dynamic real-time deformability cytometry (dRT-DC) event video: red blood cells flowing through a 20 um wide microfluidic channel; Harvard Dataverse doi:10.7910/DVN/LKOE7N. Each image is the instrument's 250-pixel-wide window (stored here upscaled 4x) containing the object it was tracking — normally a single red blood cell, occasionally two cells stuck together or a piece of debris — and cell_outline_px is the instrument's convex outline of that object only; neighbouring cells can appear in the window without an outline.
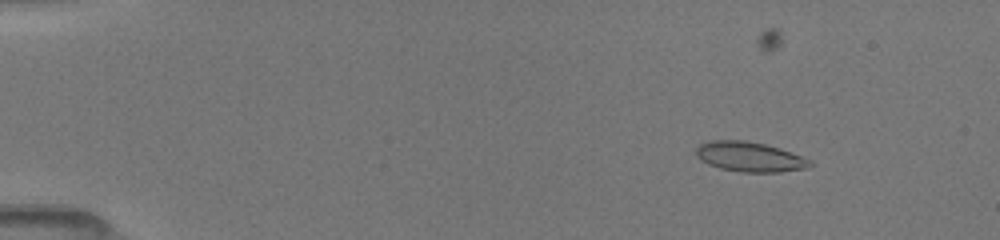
{"species": "common noctule bat (a hibernating species)", "species_latin": "Nyctalus noctula", "temperature_condition": "room temperature", "stored_images_in_passage": 50, "camera_frame_rate_fps": 3000, "um_per_image_px": 0.085, "animal": {"sex": "female", "body_mass_g": 19.5, "forearm_length_mm": 54.1}, "frame": {"image": 1, "passage_image": 6, "time_ms": 1.667, "image_size_px": [1000, 240], "cell_outline_px": [[812, 164], [808, 168], [780, 172], [740, 172], [720, 168], [708, 164], [700, 160], [696, 156], [696, 148], [700, 144], [712, 140], [744, 140], [764, 144], [780, 148], [812, 160]], "centroid_in_image_um": [63.72, 13.33], "position_along_channel_um": 21.3, "area_um2": 19.88}}
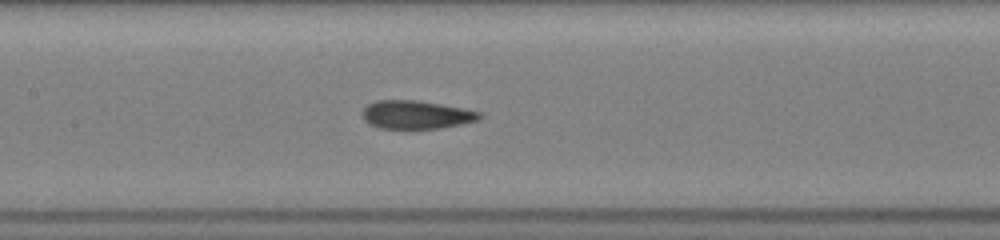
{"frame": {"image": 2, "passage_image": 25, "time_ms": 8.0, "image_size_px": [1000, 240], "cell_outline_px": [[484, 116], [480, 120], [440, 128], [408, 132], [380, 128], [368, 124], [360, 116], [360, 112], [368, 104], [376, 100], [416, 100], [440, 104], [480, 112]], "centroid_in_image_um": [35.3, 9.8], "position_along_channel_um": 172.1, "area_um2": 20.23}}
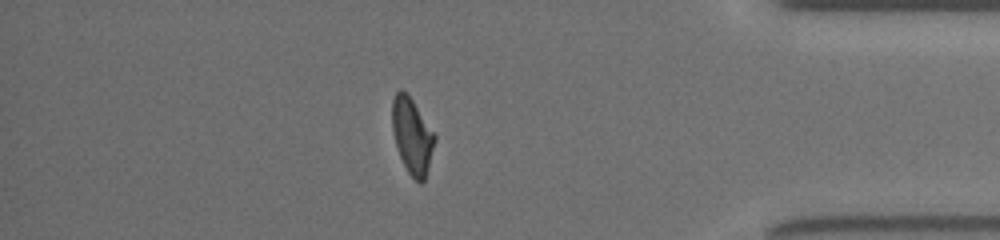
{"frame": {"image": 3, "passage_image": 44, "time_ms": 14.333, "image_size_px": [1000, 240], "cell_outline_px": [[436, 140], [428, 168], [424, 180], [420, 184], [408, 172], [400, 156], [396, 144], [392, 128], [392, 100], [396, 92], [400, 88], [412, 100], [436, 136]], "centroid_in_image_um": [35.03, 11.55], "position_along_channel_um": 400.2, "area_um2": 18.38}}